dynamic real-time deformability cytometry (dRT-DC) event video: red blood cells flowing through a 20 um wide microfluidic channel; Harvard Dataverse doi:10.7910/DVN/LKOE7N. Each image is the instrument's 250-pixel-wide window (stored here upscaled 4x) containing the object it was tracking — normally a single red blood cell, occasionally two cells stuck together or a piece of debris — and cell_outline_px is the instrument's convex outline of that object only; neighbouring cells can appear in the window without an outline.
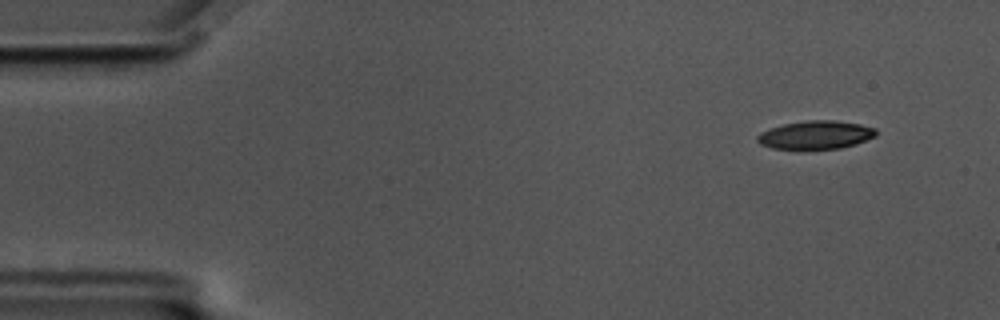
{"species": "common noctule bat (a hibernating species)", "species_latin": "Nyctalus noctula", "temperature_condition": "cold", "stored_images_in_passage": 57, "camera_frame_rate_fps": 3000, "um_per_image_px": 0.085, "animal": {"sex": "male", "body_mass_g": 17.5, "forearm_length_mm": 52.3}, "frame": {"image": 1, "passage_image": 5, "time_ms": 1.333, "image_size_px": [1000, 320], "cell_outline_px": [[876, 136], [856, 144], [840, 148], [772, 148], [760, 144], [756, 140], [756, 136], [760, 132], [784, 124], [804, 120], [836, 120], [860, 124], [876, 128]], "centroid_in_image_um": [69.35, 11.45], "position_along_channel_um": 15.7, "area_um2": 19.42}}
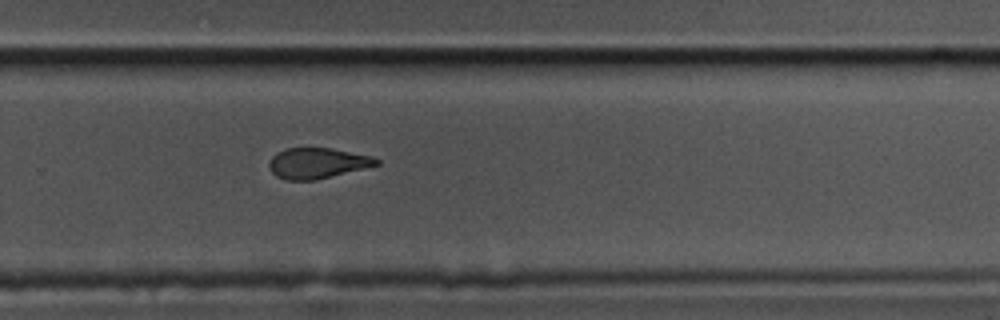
{"frame": {"image": 2, "passage_image": 38, "time_ms": 12.333, "image_size_px": [1000, 320], "cell_outline_px": [[380, 164], [312, 180], [284, 180], [276, 176], [268, 168], [268, 164], [272, 156], [276, 152], [284, 148], [332, 148], [372, 156], [380, 160]], "centroid_in_image_um": [26.92, 13.85], "position_along_channel_um": 302.9, "area_um2": 19.02}}
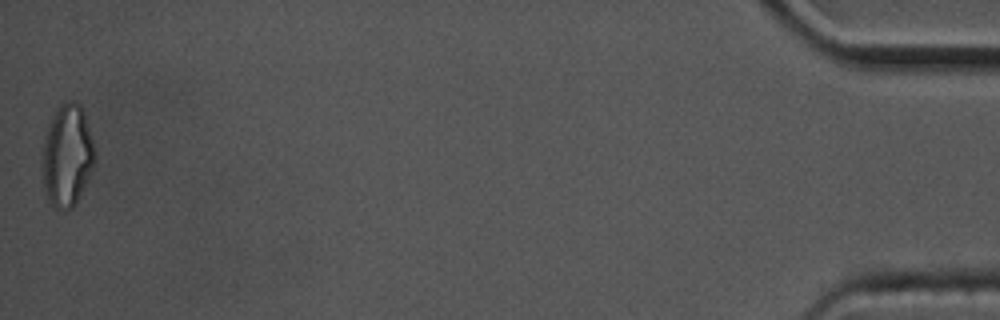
{"frame": {"image": 3, "passage_image": 57, "time_ms": 18.667, "image_size_px": [1000, 320], "cell_outline_px": [[96, 156], [92, 168], [72, 208], [64, 212], [52, 208], [48, 200], [44, 188], [40, 164], [40, 160], [44, 136], [48, 124], [56, 108], [64, 100], [76, 100], [80, 104], [84, 112], [96, 152]], "centroid_in_image_um": [5.66, 13.2], "position_along_channel_um": 429.5, "area_um2": 31.85}, "authors_computed_cell_mechanics": {"area_um2": 20.6346, "velocity_mm_per_s": 3.5164, "shape_relaxation_time_tau1_ms": 10.2259, "shape_relaxation_time_tau2_ms": 5.9638, "deformation_change_tau1": 0.2121, "deformation_change_tau2": 0.1403}}